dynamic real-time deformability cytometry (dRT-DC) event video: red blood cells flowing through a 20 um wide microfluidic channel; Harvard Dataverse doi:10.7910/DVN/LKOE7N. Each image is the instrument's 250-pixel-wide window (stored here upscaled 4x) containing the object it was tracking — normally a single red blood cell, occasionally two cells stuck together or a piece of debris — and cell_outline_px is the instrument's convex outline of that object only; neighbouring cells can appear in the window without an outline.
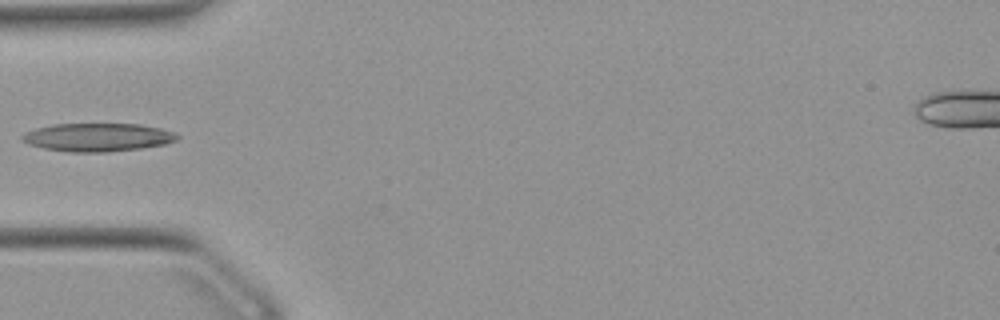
{"species": "Egyptian fruit bat (a non-hibernating species)", "species_latin": "Rousettus aegyptiacus", "temperature_condition": "warm", "stored_images_in_passage": 36, "camera_frame_rate_fps": 3000, "um_per_image_px": 0.085, "animal": {"sex": "female"}, "frame": {"image": 1, "passage_image": 1, "time_ms": 0.0, "image_size_px": [1000, 320], "cell_outline_px": [[180, 136], [176, 140], [164, 144], [140, 148], [108, 152], [68, 152], [44, 148], [28, 144], [20, 140], [20, 136], [24, 132], [36, 128], [52, 124], [140, 124], [160, 128], [176, 132]], "centroid_in_image_um": [8.27, 11.66], "position_along_channel_um": 76.7, "area_um2": 25.66}}
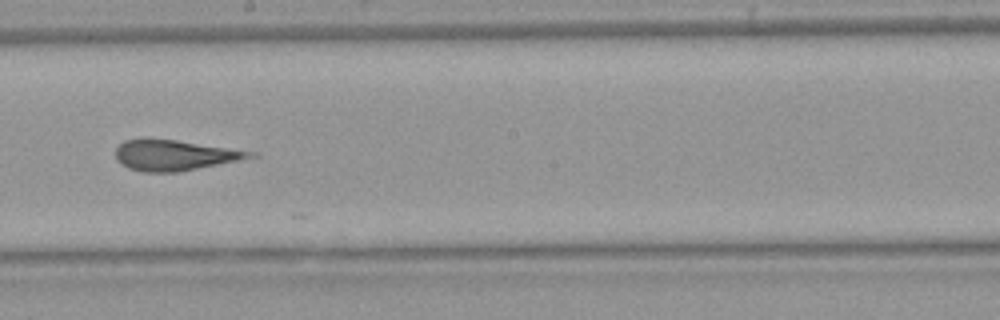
{"frame": {"image": 2, "passage_image": 13, "time_ms": 4.0, "image_size_px": [1000, 320], "cell_outline_px": [[260, 156], [176, 172], [140, 172], [128, 168], [120, 164], [116, 160], [116, 148], [124, 140], [144, 136], [148, 136], [176, 140], [256, 152]], "centroid_in_image_um": [14.76, 13.16], "position_along_channel_um": 233.4, "area_um2": 24.33}}
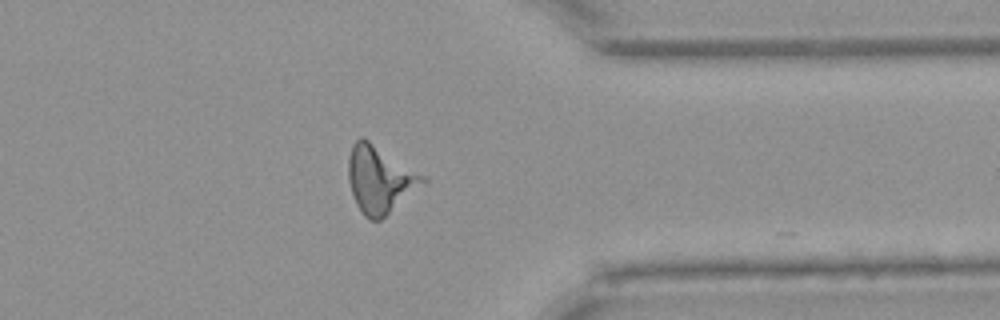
{"frame": {"image": 3, "passage_image": 25, "time_ms": 8.0, "image_size_px": [1000, 320], "cell_outline_px": [[428, 180], [380, 220], [368, 220], [364, 216], [356, 204], [348, 180], [348, 160], [352, 144], [360, 136], [368, 140], [424, 176]], "centroid_in_image_um": [32.24, 15.26], "position_along_channel_um": 379.2, "area_um2": 28.44}}